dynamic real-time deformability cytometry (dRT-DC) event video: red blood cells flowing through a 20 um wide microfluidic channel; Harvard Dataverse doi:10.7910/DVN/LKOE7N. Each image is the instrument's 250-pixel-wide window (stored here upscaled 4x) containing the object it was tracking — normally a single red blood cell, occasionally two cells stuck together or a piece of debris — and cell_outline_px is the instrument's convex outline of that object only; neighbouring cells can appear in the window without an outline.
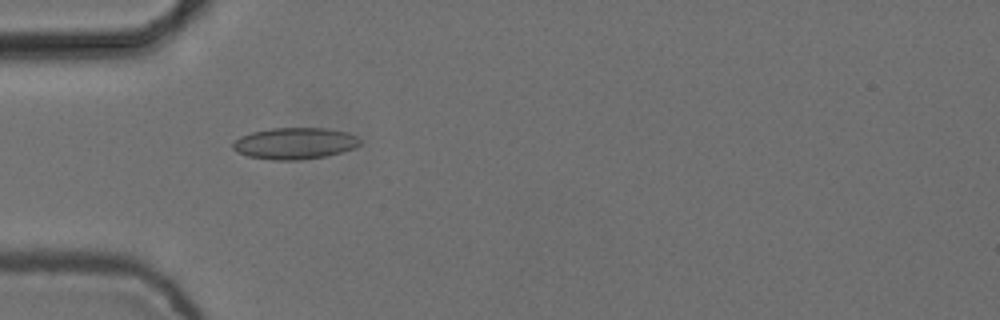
{"species": "common noctule bat (a hibernating species)", "species_latin": "Nyctalus noctula", "temperature_condition": "cold", "stored_images_in_passage": 5, "camera_frame_rate_fps": 3000, "um_per_image_px": 0.085, "animal": {"sex": "female", "body_mass_g": 24.6, "forearm_length_mm": 56.2}, "frame": {"image": 1, "passage_image": 4, "time_ms": 1.0, "image_size_px": [1000, 320], "cell_outline_px": [[360, 144], [356, 148], [328, 156], [300, 160], [272, 160], [248, 156], [236, 152], [232, 148], [232, 144], [240, 136], [252, 132], [272, 128], [328, 128], [348, 132], [356, 136], [360, 140]], "centroid_in_image_um": [25.07, 12.19], "position_along_channel_um": 59.9, "area_um2": 23.58}}
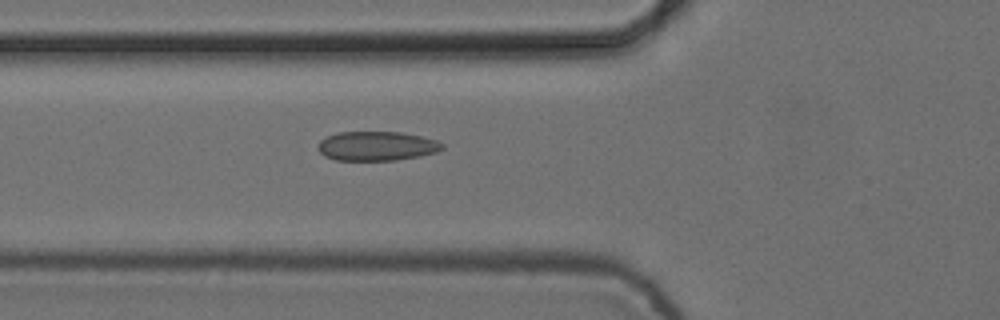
{"frame": {"image": 2, "passage_image": 5, "time_ms": 1.333, "image_size_px": [1000, 320], "cell_outline_px": [[444, 148], [436, 152], [420, 156], [396, 160], [336, 160], [324, 156], [320, 152], [320, 140], [336, 132], [400, 132], [420, 136], [436, 140], [444, 144]], "centroid_in_image_um": [32.04, 12.41], "position_along_channel_um": 93.8, "area_um2": 21.1}}